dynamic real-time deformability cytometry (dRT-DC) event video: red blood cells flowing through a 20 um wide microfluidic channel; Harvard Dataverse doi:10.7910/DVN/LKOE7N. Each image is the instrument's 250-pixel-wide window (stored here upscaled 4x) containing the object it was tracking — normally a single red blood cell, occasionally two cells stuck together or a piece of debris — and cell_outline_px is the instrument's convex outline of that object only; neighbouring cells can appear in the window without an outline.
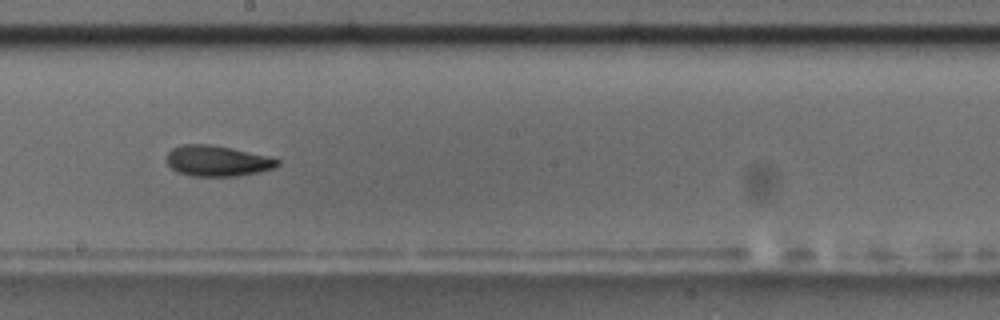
{"species": "common noctule bat (a hibernating species)", "species_latin": "Nyctalus noctula", "temperature_condition": "room temperature", "stored_images_in_passage": 17, "camera_frame_rate_fps": 3000, "um_per_image_px": 0.085, "animal": {"sex": "male", "body_mass_g": 17.5, "forearm_length_mm": 52.3}, "frame": {"image": 1, "passage_image": 10, "time_ms": 10.333, "image_size_px": [1000, 320], "cell_outline_px": [[280, 164], [276, 168], [260, 172], [236, 176], [188, 176], [176, 172], [164, 160], [168, 152], [172, 148], [180, 144], [208, 144], [232, 148], [280, 160]], "centroid_in_image_um": [18.42, 13.68], "position_along_channel_um": 229.8, "area_um2": 20.0}, "authors_computed_cell_mechanics": {"area_um2": 20.1722, "velocity_mm_per_s": 3.5757, "shape_relaxation_time_tau1_ms": 6.7308, "shape_relaxation_time_tau2_ms": 2.8607, "deformation_change_tau1": 0.164, "deformation_change_tau2": 0.0943}}